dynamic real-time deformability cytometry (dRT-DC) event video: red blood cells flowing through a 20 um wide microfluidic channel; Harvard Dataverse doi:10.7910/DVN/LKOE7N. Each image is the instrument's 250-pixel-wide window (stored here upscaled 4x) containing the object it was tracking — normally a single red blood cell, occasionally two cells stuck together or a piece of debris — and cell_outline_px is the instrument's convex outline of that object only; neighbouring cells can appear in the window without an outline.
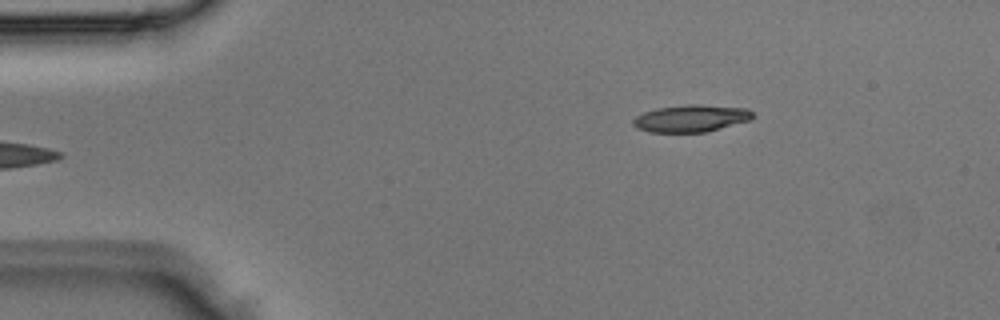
{"species": "Egyptian fruit bat (a non-hibernating species)", "species_latin": "Rousettus aegyptiacus", "temperature_condition": "room temperature", "stored_images_in_passage": 3, "camera_frame_rate_fps": 3000, "um_per_image_px": 0.085, "animal": {"sex": "male"}, "frame": {"image": 1, "passage_image": 1, "time_ms": 0.0, "image_size_px": [1000, 320], "cell_outline_px": [[756, 116], [752, 120], [708, 132], [648, 132], [636, 128], [632, 124], [632, 120], [636, 116], [644, 112], [656, 108], [688, 104], [700, 104], [748, 108]], "centroid_in_image_um": [58.77, 10.06], "position_along_channel_um": 26.2, "area_um2": 19.31}}